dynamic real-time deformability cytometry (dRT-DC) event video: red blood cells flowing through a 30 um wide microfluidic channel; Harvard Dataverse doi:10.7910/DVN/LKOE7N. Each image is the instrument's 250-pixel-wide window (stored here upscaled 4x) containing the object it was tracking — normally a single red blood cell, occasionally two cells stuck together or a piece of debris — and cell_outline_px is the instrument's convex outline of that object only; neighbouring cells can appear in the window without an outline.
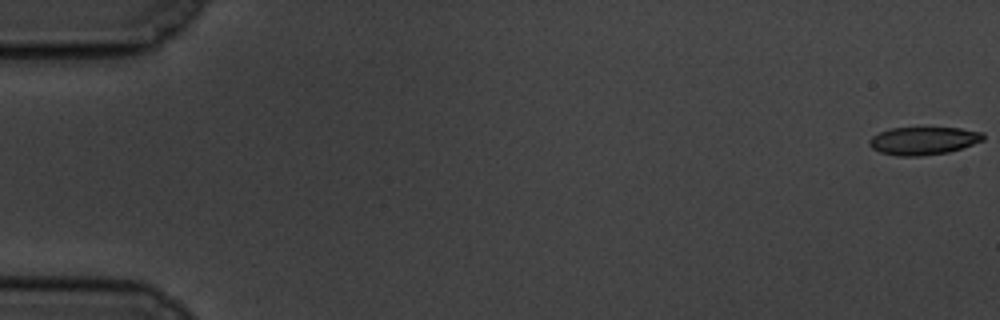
{"species": "common noctule bat (a hibernating species)", "species_latin": "Nyctalus noctula", "temperature_condition": "cold", "stored_images_in_passage": 59, "camera_frame_rate_fps": 3000, "um_per_image_px": 0.085, "animal": {"sex": "male", "body_mass_g": 19.5, "forearm_length_mm": 54.6}, "frame": {"image": 1, "passage_image": 1, "time_ms": 0.0, "image_size_px": [1000, 320], "cell_outline_px": [[984, 140], [948, 152], [920, 156], [896, 156], [880, 152], [872, 148], [868, 144], [868, 140], [872, 136], [888, 128], [960, 128], [984, 132]], "centroid_in_image_um": [78.46, 11.96], "position_along_channel_um": 6.5, "area_um2": 18.5}}
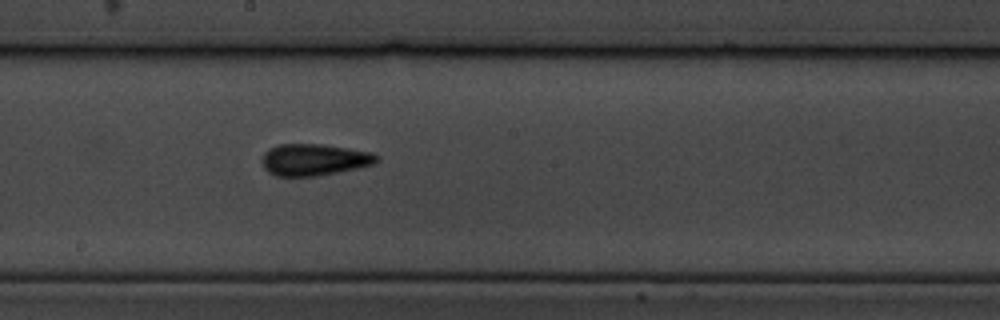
{"frame": {"image": 2, "passage_image": 33, "time_ms": 10.667, "image_size_px": [1000, 320], "cell_outline_px": [[380, 160], [372, 164], [356, 168], [316, 176], [276, 176], [268, 172], [264, 168], [260, 160], [264, 152], [268, 148], [280, 144], [324, 144], [372, 152], [380, 156]], "centroid_in_image_um": [26.67, 13.56], "position_along_channel_um": 221.5, "area_um2": 21.33}}
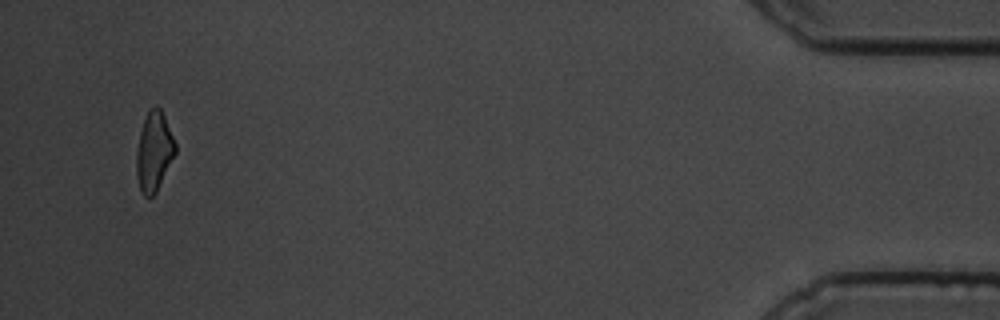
{"frame": {"image": 3, "passage_image": 57, "time_ms": 18.667, "image_size_px": [1000, 320], "cell_outline_px": [[176, 152], [156, 192], [152, 196], [144, 196], [140, 188], [136, 176], [136, 152], [140, 132], [144, 120], [148, 112], [156, 104], [160, 108], [164, 116], [176, 144]], "centroid_in_image_um": [13.08, 12.88], "position_along_channel_um": 422.1, "area_um2": 17.69}, "authors_computed_cell_mechanics": {"area_um2": 19.4208, "velocity_mm_per_s": 3.4422, "shape_relaxation_time_tau1_ms": 5.3591, "shape_relaxation_time_tau2_ms": 3.637, "deformation_change_tau1": 0.1126, "deformation_change_tau2": 0.0989}}